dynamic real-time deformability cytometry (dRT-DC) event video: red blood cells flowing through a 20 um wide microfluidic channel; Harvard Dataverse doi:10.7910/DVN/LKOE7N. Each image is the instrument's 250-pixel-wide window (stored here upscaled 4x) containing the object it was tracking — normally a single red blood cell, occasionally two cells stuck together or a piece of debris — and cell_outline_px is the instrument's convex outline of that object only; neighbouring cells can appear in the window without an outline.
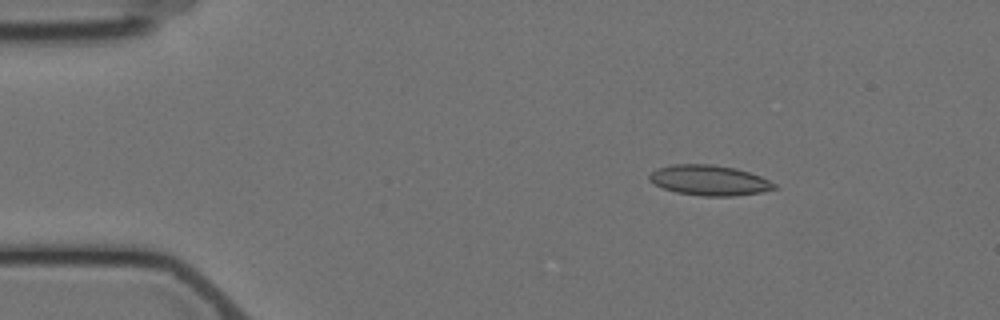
{"species": "Egyptian fruit bat (a non-hibernating species)", "species_latin": "Rousettus aegyptiacus", "temperature_condition": "cold", "stored_images_in_passage": 5, "segment_of_instrument_passage": [1, 2], "camera_frame_rate_fps": 3000, "um_per_image_px": 0.085, "animal": {"sex": "female"}, "frame": {"image": 1, "passage_image": 2, "time_ms": 1.0, "image_size_px": [1000, 320], "cell_outline_px": [[776, 188], [760, 192], [736, 196], [704, 196], [676, 192], [664, 188], [648, 180], [648, 176], [652, 172], [660, 168], [672, 164], [712, 164], [736, 168], [760, 176], [776, 184]], "centroid_in_image_um": [60.29, 15.32], "position_along_channel_um": 24.7, "area_um2": 21.85}}